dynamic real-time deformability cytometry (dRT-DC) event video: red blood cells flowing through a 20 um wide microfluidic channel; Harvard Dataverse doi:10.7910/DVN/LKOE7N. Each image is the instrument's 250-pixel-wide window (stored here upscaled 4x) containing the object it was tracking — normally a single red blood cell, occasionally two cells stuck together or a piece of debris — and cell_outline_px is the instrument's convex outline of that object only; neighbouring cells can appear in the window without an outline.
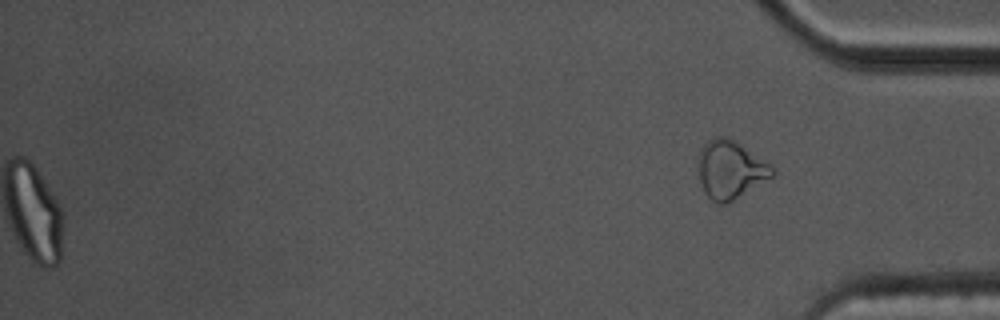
{"species": "common noctule bat (a hibernating species)", "species_latin": "Nyctalus noctula", "temperature_condition": "cold", "stored_images_in_passage": 60, "segment_of_instrument_passage": [2, 2], "camera_frame_rate_fps": 3000, "um_per_image_px": 0.085, "animal": {"sex": "male", "body_mass_g": 17.5, "forearm_length_mm": 52.3}, "frame": {"image": 1, "passage_image": 60, "time_ms": 19.667, "image_size_px": [1000, 320], "cell_outline_px": [[776, 176], [728, 204], [716, 204], [704, 192], [700, 180], [696, 160], [700, 148], [708, 140], [716, 136], [724, 136], [740, 144], [776, 168]], "centroid_in_image_um": [62.09, 14.45], "position_along_channel_um": 373.1, "area_um2": 25.66}}